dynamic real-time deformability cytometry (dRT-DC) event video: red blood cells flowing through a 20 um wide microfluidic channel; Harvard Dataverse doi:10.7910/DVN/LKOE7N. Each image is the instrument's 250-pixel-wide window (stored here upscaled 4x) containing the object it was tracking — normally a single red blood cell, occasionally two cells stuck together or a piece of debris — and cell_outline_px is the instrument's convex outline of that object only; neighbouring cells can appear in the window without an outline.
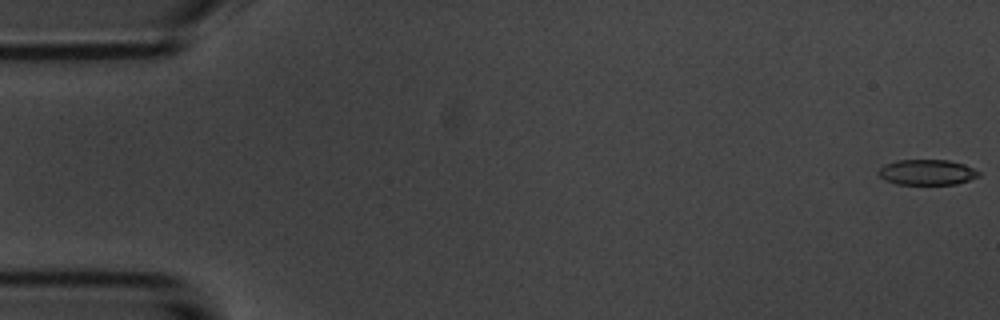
{"species": "common noctule bat (a hibernating species)", "species_latin": "Nyctalus noctula", "temperature_condition": "room temperature", "stored_images_in_passage": 8, "camera_frame_rate_fps": 3000, "um_per_image_px": 0.085, "animal": {"sex": "male", "body_mass_g": 20.1, "forearm_length_mm": 53.5}, "frame": {"image": 1, "passage_image": 1, "time_ms": 0.0, "image_size_px": [1000, 320], "cell_outline_px": [[980, 176], [956, 184], [896, 184], [884, 180], [880, 176], [880, 168], [884, 164], [896, 160], [948, 160], [964, 164], [980, 172]], "centroid_in_image_um": [78.79, 14.64], "position_along_channel_um": 6.2, "area_um2": 14.8}}
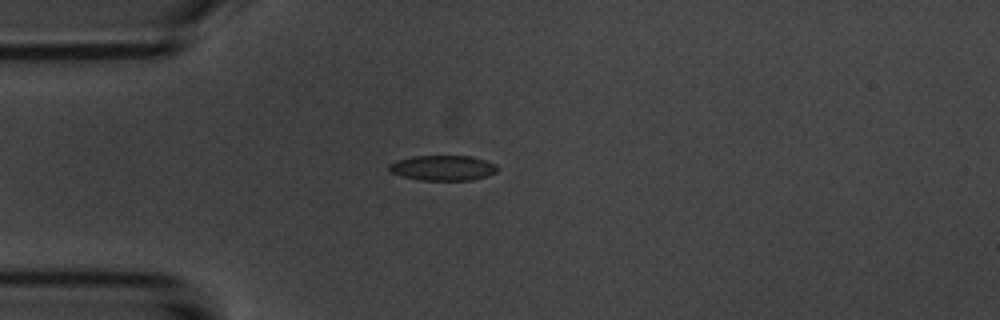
{"frame": {"image": 2, "passage_image": 5, "time_ms": 4.667, "image_size_px": [1000, 320], "cell_outline_px": [[500, 168], [496, 172], [488, 176], [472, 180], [420, 180], [400, 176], [392, 172], [388, 168], [388, 164], [396, 160], [412, 156], [472, 156], [496, 164]], "centroid_in_image_um": [37.65, 14.27], "position_along_channel_um": 47.3, "area_um2": 16.07}}
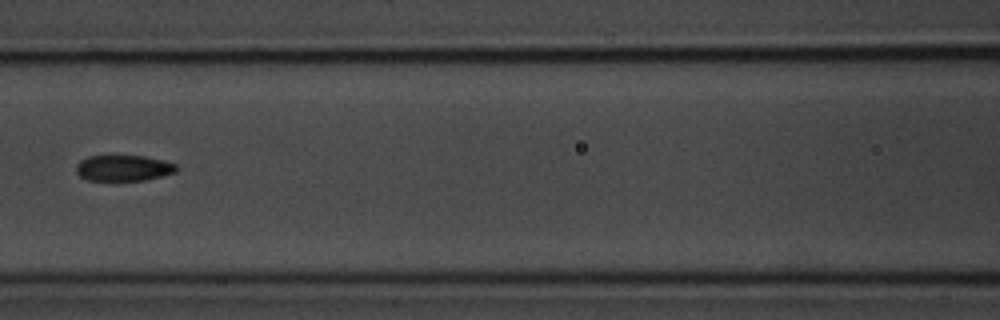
{"frame": {"image": 3, "passage_image": 8, "time_ms": 8.0, "image_size_px": [1000, 320], "cell_outline_px": [[180, 168], [176, 172], [144, 180], [88, 180], [80, 176], [76, 172], [76, 164], [80, 160], [88, 156], [112, 152], [144, 156], [176, 164]], "centroid_in_image_um": [10.45, 14.22], "position_along_channel_um": 156.2, "area_um2": 15.84}}